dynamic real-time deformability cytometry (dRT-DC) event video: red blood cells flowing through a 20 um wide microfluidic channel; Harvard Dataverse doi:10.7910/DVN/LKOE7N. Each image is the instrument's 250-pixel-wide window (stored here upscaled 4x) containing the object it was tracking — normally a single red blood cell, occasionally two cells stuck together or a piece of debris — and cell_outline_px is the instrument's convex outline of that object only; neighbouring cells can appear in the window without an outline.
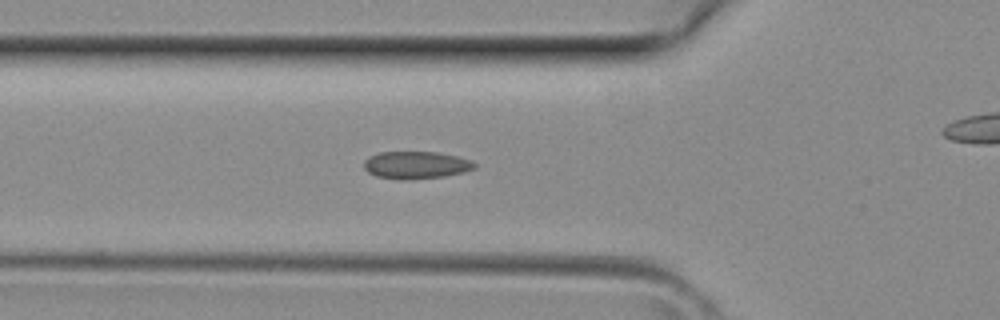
{"species": "common noctule bat (a hibernating species)", "species_latin": "Nyctalus noctula", "temperature_condition": "room temperature", "stored_images_in_passage": 41, "camera_frame_rate_fps": 3000, "um_per_image_px": 0.085, "animal": {"sex": "female", "body_mass_g": 29.2, "forearm_length_mm": 56.3}, "frame": {"image": 1, "passage_image": 14, "time_ms": 4.333, "image_size_px": [1000, 320], "cell_outline_px": [[476, 168], [464, 172], [444, 176], [376, 176], [368, 172], [364, 168], [364, 160], [368, 156], [380, 152], [436, 152], [456, 156], [472, 160], [476, 164]], "centroid_in_image_um": [35.4, 13.96], "position_along_channel_um": 90.4, "area_um2": 16.7}}
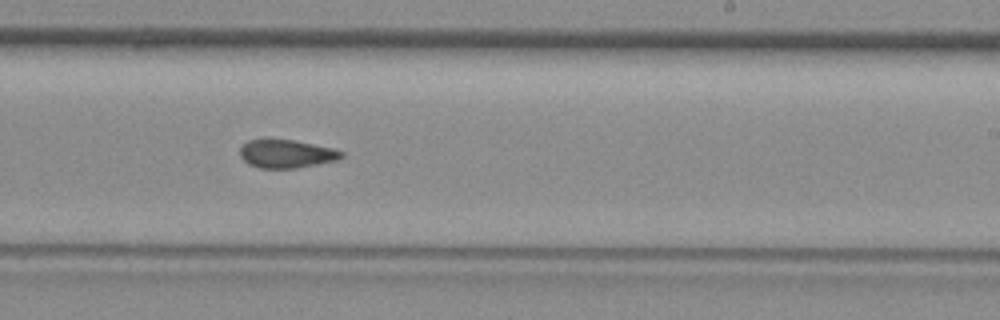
{"frame": {"image": 2, "passage_image": 24, "time_ms": 7.667, "image_size_px": [1000, 320], "cell_outline_px": [[344, 156], [336, 160], [296, 168], [260, 168], [248, 164], [240, 156], [240, 148], [248, 140], [292, 140], [332, 148], [344, 152]], "centroid_in_image_um": [24.34, 13.08], "position_along_channel_um": 264.7, "area_um2": 16.42}}
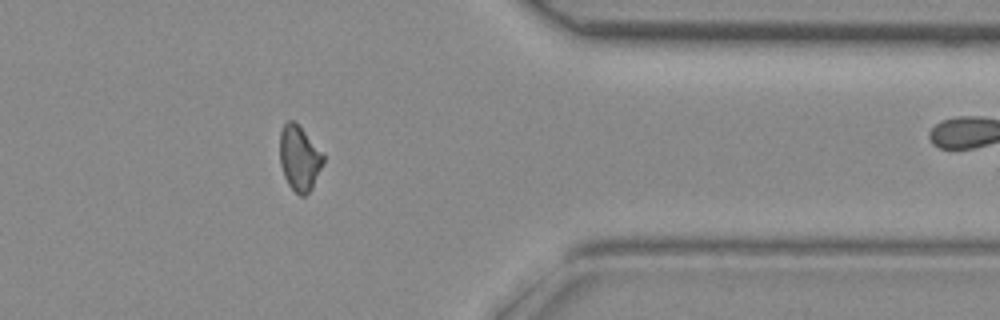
{"frame": {"image": 3, "passage_image": 32, "time_ms": 10.333, "image_size_px": [1000, 320], "cell_outline_px": [[324, 164], [312, 188], [304, 196], [300, 196], [288, 184], [284, 176], [280, 164], [280, 132], [284, 124], [288, 120], [292, 120], [324, 152]], "centroid_in_image_um": [25.46, 13.46], "position_along_channel_um": 385.9, "area_um2": 16.47}}